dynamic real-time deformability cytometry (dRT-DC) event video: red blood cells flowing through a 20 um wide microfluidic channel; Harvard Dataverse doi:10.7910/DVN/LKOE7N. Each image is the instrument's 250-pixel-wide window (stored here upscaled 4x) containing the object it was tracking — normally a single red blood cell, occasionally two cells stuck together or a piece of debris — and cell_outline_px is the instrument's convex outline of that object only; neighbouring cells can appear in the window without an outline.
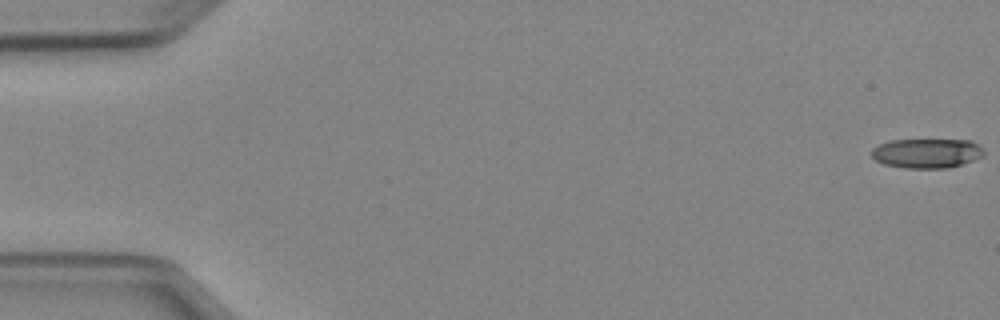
{"species": "Egyptian fruit bat (a non-hibernating species)", "species_latin": "Rousettus aegyptiacus", "temperature_condition": "cold", "stored_images_in_passage": 52, "camera_frame_rate_fps": 3000, "um_per_image_px": 0.085, "animal": {"sex": "female"}, "frame": {"image": 1, "passage_image": 1, "time_ms": 0.0, "image_size_px": [1000, 320], "cell_outline_px": [[984, 156], [948, 168], [904, 168], [884, 164], [876, 160], [872, 156], [872, 148], [880, 144], [892, 140], [972, 140], [984, 152]], "centroid_in_image_um": [78.76, 13.03], "position_along_channel_um": 6.2, "area_um2": 19.13}}
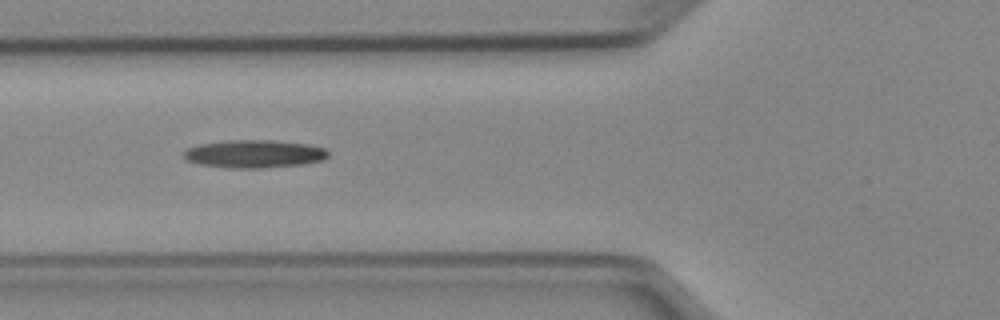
{"frame": {"image": 2, "passage_image": 20, "time_ms": 6.333, "image_size_px": [1000, 320], "cell_outline_px": [[328, 156], [324, 160], [300, 164], [260, 168], [232, 168], [200, 164], [188, 160], [184, 156], [184, 152], [188, 148], [200, 144], [232, 140], [272, 140], [308, 144], [324, 148], [328, 152]], "centroid_in_image_um": [21.64, 13.07], "position_along_channel_um": 104.2, "area_um2": 23.18}}
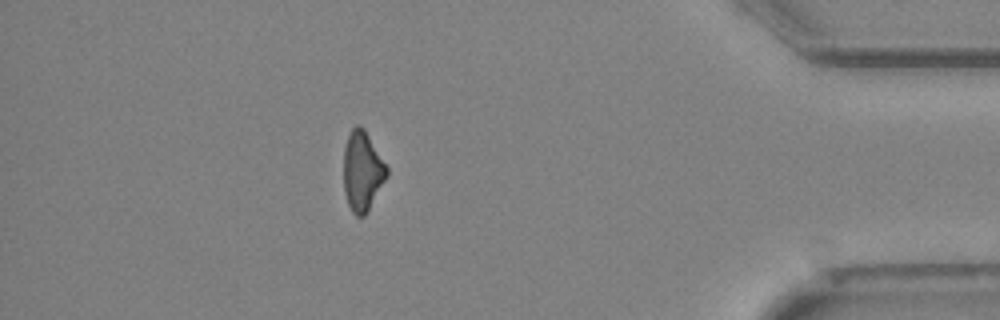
{"frame": {"image": 3, "passage_image": 46, "time_ms": 15.0, "image_size_px": [1000, 320], "cell_outline_px": [[388, 176], [364, 216], [356, 216], [352, 212], [348, 204], [344, 192], [344, 148], [348, 136], [352, 128], [356, 124], [360, 124], [364, 128], [388, 168]], "centroid_in_image_um": [30.8, 14.53], "position_along_channel_um": 404.4, "area_um2": 19.94}}